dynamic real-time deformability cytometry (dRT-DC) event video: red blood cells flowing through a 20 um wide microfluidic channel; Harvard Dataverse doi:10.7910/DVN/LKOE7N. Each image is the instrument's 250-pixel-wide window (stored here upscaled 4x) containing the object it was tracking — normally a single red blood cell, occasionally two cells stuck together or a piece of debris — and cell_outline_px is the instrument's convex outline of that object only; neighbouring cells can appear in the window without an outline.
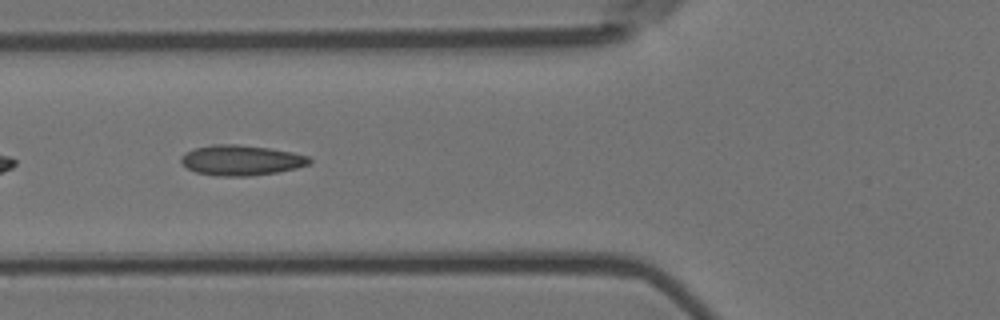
{"species": "Egyptian fruit bat (a non-hibernating species)", "species_latin": "Rousettus aegyptiacus", "temperature_condition": "room temperature", "stored_images_in_passage": 10, "camera_frame_rate_fps": 3000, "um_per_image_px": 0.085, "animal": {"sex": "female"}, "frame": {"image": 1, "passage_image": 8, "time_ms": 2.333, "image_size_px": [1000, 320], "cell_outline_px": [[312, 160], [308, 164], [296, 168], [276, 172], [248, 176], [216, 176], [196, 172], [188, 168], [180, 160], [180, 156], [184, 152], [196, 148], [212, 144], [236, 144], [268, 148], [292, 152], [308, 156]], "centroid_in_image_um": [20.47, 13.62], "position_along_channel_um": 105.3, "area_um2": 22.54}}
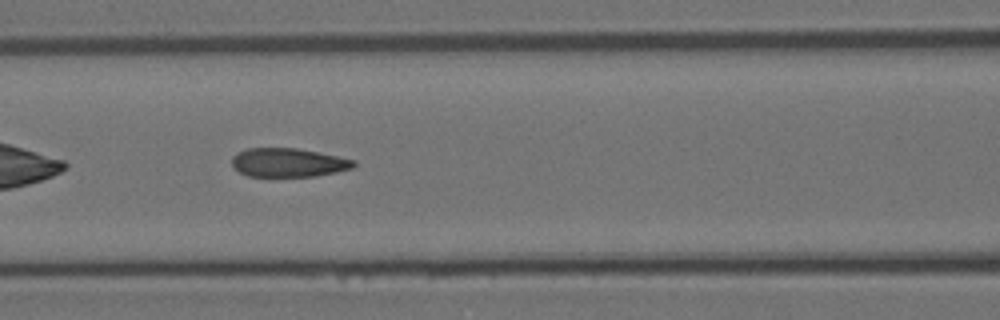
{"frame": {"image": 2, "passage_image": 9, "time_ms": 2.667, "image_size_px": [1000, 320], "cell_outline_px": [[356, 164], [352, 168], [336, 172], [316, 176], [248, 176], [240, 172], [232, 164], [232, 156], [236, 152], [248, 148], [296, 148], [356, 160]], "centroid_in_image_um": [24.49, 13.81], "position_along_channel_um": 142.1, "area_um2": 20.29}}
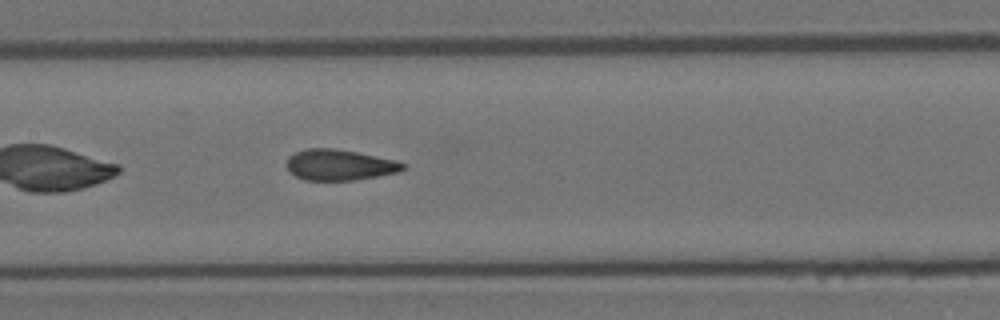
{"frame": {"image": 3, "passage_image": 10, "time_ms": 3.0, "image_size_px": [1000, 320], "cell_outline_px": [[408, 164], [400, 172], [356, 180], [304, 180], [296, 176], [284, 164], [288, 156], [296, 152], [308, 148], [336, 148], [396, 160]], "centroid_in_image_um": [28.87, 14.01], "position_along_channel_um": 178.5, "area_um2": 21.04}}